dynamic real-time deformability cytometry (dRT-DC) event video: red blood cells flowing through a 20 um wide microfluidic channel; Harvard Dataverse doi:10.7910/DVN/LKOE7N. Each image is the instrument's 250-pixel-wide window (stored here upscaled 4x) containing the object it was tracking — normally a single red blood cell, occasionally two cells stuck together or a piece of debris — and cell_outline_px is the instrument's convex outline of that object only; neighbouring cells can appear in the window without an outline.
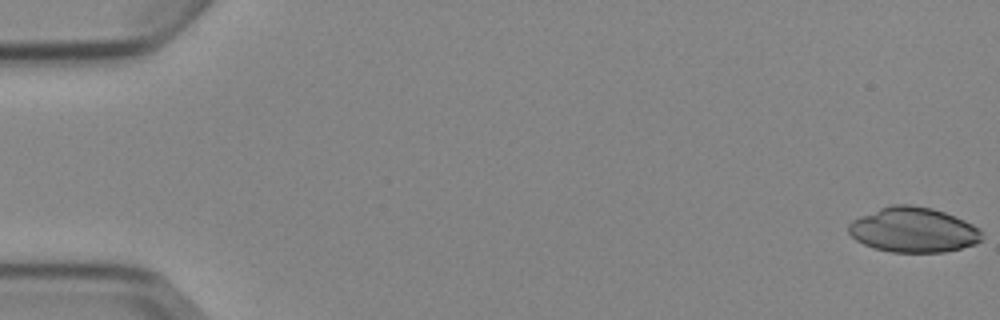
{"species": "Egyptian fruit bat (a non-hibernating species)", "species_latin": "Rousettus aegyptiacus", "temperature_condition": "cold", "stored_images_in_passage": 5, "camera_frame_rate_fps": 3000, "um_per_image_px": 0.085, "animal": {"sex": "female"}, "frame": {"image": 1, "passage_image": 1, "time_ms": 0.0, "image_size_px": [1000, 320], "cell_outline_px": [[984, 240], [976, 244], [944, 252], [892, 252], [872, 248], [856, 240], [848, 232], [848, 224], [852, 220], [860, 216], [880, 208], [892, 204], [912, 204], [932, 208], [944, 212], [964, 220], [972, 224], [980, 232]], "centroid_in_image_um": [77.62, 19.54], "position_along_channel_um": 7.4, "area_um2": 34.97}}